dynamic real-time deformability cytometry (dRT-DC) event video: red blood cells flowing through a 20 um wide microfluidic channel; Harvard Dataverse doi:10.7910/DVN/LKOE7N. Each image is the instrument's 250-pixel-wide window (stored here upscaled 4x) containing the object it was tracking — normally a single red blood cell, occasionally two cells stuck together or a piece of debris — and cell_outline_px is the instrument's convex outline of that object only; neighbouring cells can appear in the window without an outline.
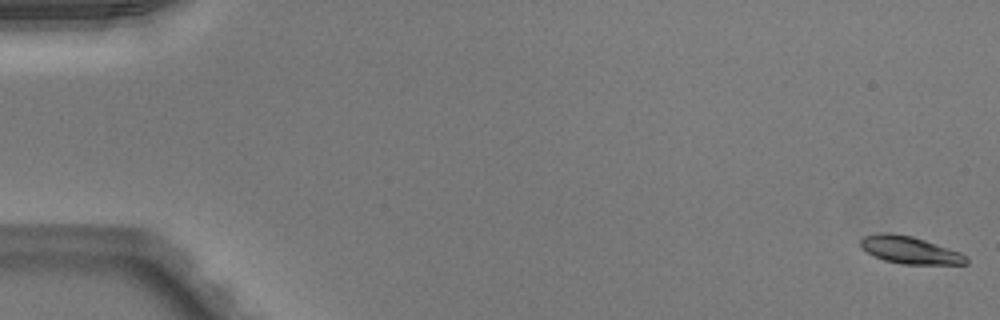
{"species": "Egyptian fruit bat (a non-hibernating species)", "species_latin": "Rousettus aegyptiacus", "temperature_condition": "warm", "stored_images_in_passage": 51, "camera_frame_rate_fps": 3000, "um_per_image_px": 0.085, "animal": {"sex": "male"}, "frame": {"image": 1, "passage_image": 1, "time_ms": 0.0, "image_size_px": [1000, 320], "cell_outline_px": [[968, 264], [900, 264], [884, 260], [860, 248], [860, 240], [864, 236], [880, 232], [888, 232], [912, 236], [960, 252], [968, 260]], "centroid_in_image_um": [77.29, 21.25], "position_along_channel_um": 7.7, "area_um2": 16.7}}
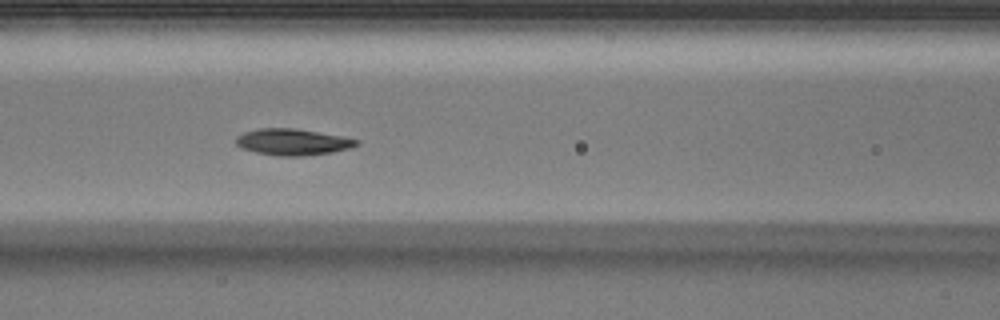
{"frame": {"image": 2, "passage_image": 23, "time_ms": 7.333, "image_size_px": [1000, 320], "cell_outline_px": [[360, 144], [352, 148], [332, 152], [304, 156], [280, 156], [256, 152], [240, 148], [236, 144], [236, 136], [244, 132], [260, 128], [292, 128], [340, 136], [360, 140]], "centroid_in_image_um": [24.88, 12.07], "position_along_channel_um": 141.7, "area_um2": 18.5}}
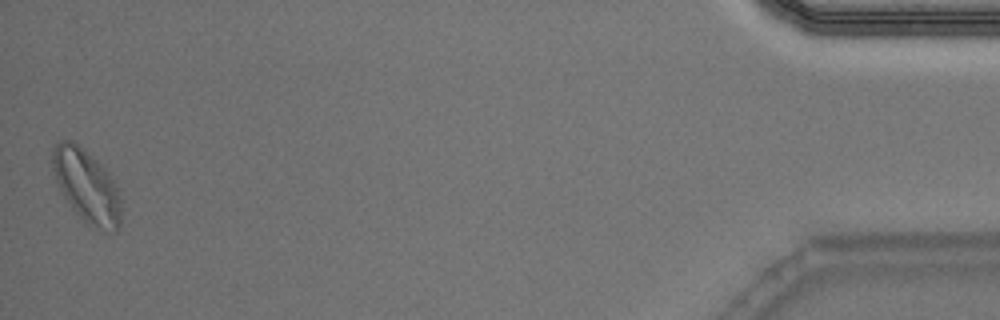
{"frame": {"image": 3, "passage_image": 51, "time_ms": 16.667, "image_size_px": [1000, 320], "cell_outline_px": [[120, 224], [116, 232], [112, 232], [92, 228], [72, 208], [64, 196], [56, 180], [52, 168], [52, 152], [56, 144], [60, 140], [72, 140], [96, 160], [108, 172], [120, 196]], "centroid_in_image_um": [7.36, 15.83], "position_along_channel_um": 427.8, "area_um2": 28.73}, "authors_computed_cell_mechanics": {"area_um2": 18.1492, "velocity_mm_per_s": 4.005, "shape_relaxation_time_tau1_ms": 1.9038, "shape_relaxation_time_tau2_ms": 3.186, "deformation_change_tau1": 0.1141, "deformation_change_tau2": 0.0782}}